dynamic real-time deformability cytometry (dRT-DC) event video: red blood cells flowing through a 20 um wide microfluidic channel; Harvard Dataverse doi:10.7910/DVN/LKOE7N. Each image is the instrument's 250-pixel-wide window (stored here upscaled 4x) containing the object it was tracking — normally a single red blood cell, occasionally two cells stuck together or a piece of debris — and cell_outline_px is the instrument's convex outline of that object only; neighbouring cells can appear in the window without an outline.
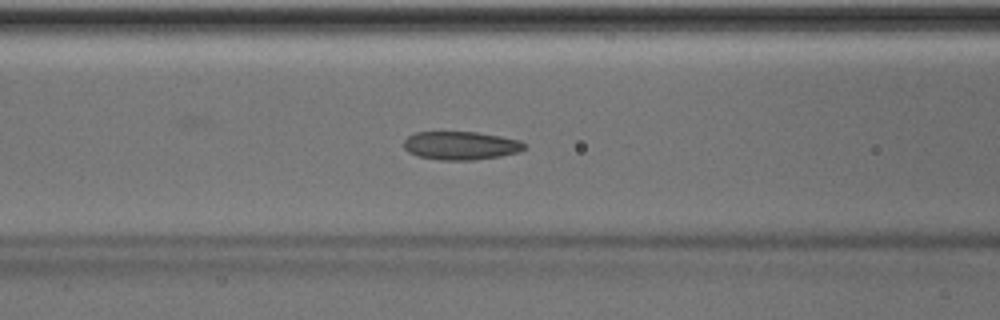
{"species": "Egyptian fruit bat (a non-hibernating species)", "species_latin": "Rousettus aegyptiacus", "temperature_condition": "room temperature", "stored_images_in_passage": 50, "camera_frame_rate_fps": 3000, "um_per_image_px": 0.085, "animal": {"sex": "male"}, "frame": {"image": 1, "passage_image": 20, "time_ms": 6.333, "image_size_px": [1000, 320], "cell_outline_px": [[524, 148], [520, 152], [500, 156], [472, 160], [440, 160], [416, 156], [408, 152], [404, 148], [404, 140], [408, 136], [416, 132], [476, 132], [500, 136], [520, 140], [524, 144]], "centroid_in_image_um": [39.14, 12.38], "position_along_channel_um": 127.5, "area_um2": 19.94}}
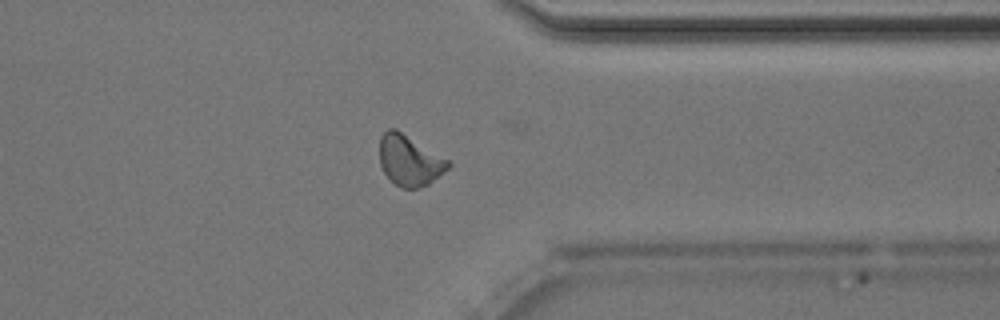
{"frame": {"image": 2, "passage_image": 39, "time_ms": 12.667, "image_size_px": [1000, 320], "cell_outline_px": [[452, 164], [444, 172], [428, 184], [416, 188], [400, 188], [384, 172], [380, 164], [380, 136], [388, 128], [396, 128], [448, 160]], "centroid_in_image_um": [34.79, 13.62], "position_along_channel_um": 376.6, "area_um2": 20.0}}
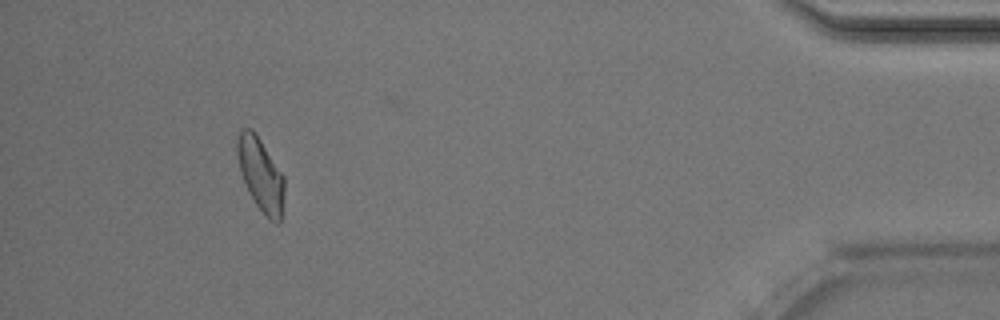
{"frame": {"image": 3, "passage_image": 46, "time_ms": 15.0, "image_size_px": [1000, 320], "cell_outline_px": [[284, 192], [280, 220], [276, 224], [268, 220], [256, 204], [240, 172], [236, 152], [236, 140], [240, 132], [244, 128], [252, 128], [284, 176]], "centroid_in_image_um": [22.15, 14.83], "position_along_channel_um": 413.0, "area_um2": 19.77}, "authors_computed_cell_mechanics": {"area_um2": 20.23, "velocity_mm_per_s": 3.9999, "shape_relaxation_time_tau1_ms": 3.9402, "shape_relaxation_time_tau2_ms": 1.8585, "deformation_change_tau1": 0.1094, "deformation_change_tau2": 0.0913}}